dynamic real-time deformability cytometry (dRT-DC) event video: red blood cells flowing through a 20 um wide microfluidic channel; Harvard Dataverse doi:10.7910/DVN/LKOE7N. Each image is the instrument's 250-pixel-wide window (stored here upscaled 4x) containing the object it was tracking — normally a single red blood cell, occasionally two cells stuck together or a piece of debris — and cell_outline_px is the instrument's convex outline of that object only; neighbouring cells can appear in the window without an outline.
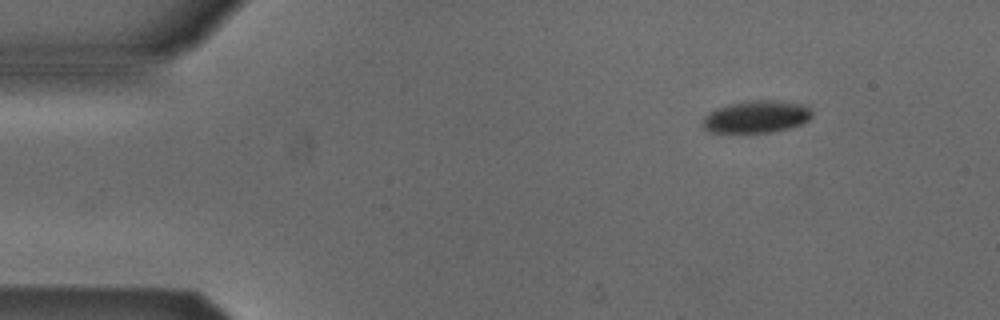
{"species": "Egyptian fruit bat (a non-hibernating species)", "species_latin": "Rousettus aegyptiacus", "temperature_condition": "cold", "stored_images_in_passage": 3, "camera_frame_rate_fps": 3000, "um_per_image_px": 0.085, "animal": {"sex": "male"}, "frame": {"image": 1, "passage_image": 3, "time_ms": 2.333, "image_size_px": [1000, 320], "cell_outline_px": [[812, 116], [808, 120], [800, 124], [788, 128], [772, 132], [708, 132], [700, 128], [700, 124], [704, 116], [708, 112], [716, 108], [744, 100], [776, 100], [808, 104], [812, 112]], "centroid_in_image_um": [64.26, 9.91], "position_along_channel_um": 20.7, "area_um2": 20.98}}